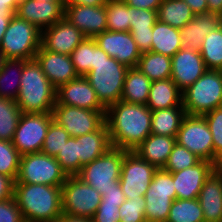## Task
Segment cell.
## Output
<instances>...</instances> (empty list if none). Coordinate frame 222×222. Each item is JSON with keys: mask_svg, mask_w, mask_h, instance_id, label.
<instances>
[{"mask_svg": "<svg viewBox=\"0 0 222 222\" xmlns=\"http://www.w3.org/2000/svg\"><path fill=\"white\" fill-rule=\"evenodd\" d=\"M107 30L130 31V6L124 0H109L106 5Z\"/></svg>", "mask_w": 222, "mask_h": 222, "instance_id": "38", "label": "cell"}, {"mask_svg": "<svg viewBox=\"0 0 222 222\" xmlns=\"http://www.w3.org/2000/svg\"><path fill=\"white\" fill-rule=\"evenodd\" d=\"M20 89L15 100L22 113H51L57 89L35 59L24 63Z\"/></svg>", "mask_w": 222, "mask_h": 222, "instance_id": "3", "label": "cell"}, {"mask_svg": "<svg viewBox=\"0 0 222 222\" xmlns=\"http://www.w3.org/2000/svg\"><path fill=\"white\" fill-rule=\"evenodd\" d=\"M166 222H204L198 198L173 200Z\"/></svg>", "mask_w": 222, "mask_h": 222, "instance_id": "35", "label": "cell"}, {"mask_svg": "<svg viewBox=\"0 0 222 222\" xmlns=\"http://www.w3.org/2000/svg\"><path fill=\"white\" fill-rule=\"evenodd\" d=\"M222 23V17L215 13L195 14L183 28H180L182 46L200 52L204 38Z\"/></svg>", "mask_w": 222, "mask_h": 222, "instance_id": "24", "label": "cell"}, {"mask_svg": "<svg viewBox=\"0 0 222 222\" xmlns=\"http://www.w3.org/2000/svg\"><path fill=\"white\" fill-rule=\"evenodd\" d=\"M120 222H146L145 198L126 199L119 207Z\"/></svg>", "mask_w": 222, "mask_h": 222, "instance_id": "44", "label": "cell"}, {"mask_svg": "<svg viewBox=\"0 0 222 222\" xmlns=\"http://www.w3.org/2000/svg\"><path fill=\"white\" fill-rule=\"evenodd\" d=\"M198 200L204 222H222V170L219 167L206 179Z\"/></svg>", "mask_w": 222, "mask_h": 222, "instance_id": "23", "label": "cell"}, {"mask_svg": "<svg viewBox=\"0 0 222 222\" xmlns=\"http://www.w3.org/2000/svg\"><path fill=\"white\" fill-rule=\"evenodd\" d=\"M152 111L122 100L106 108L105 123L112 147L133 151L151 134Z\"/></svg>", "mask_w": 222, "mask_h": 222, "instance_id": "1", "label": "cell"}, {"mask_svg": "<svg viewBox=\"0 0 222 222\" xmlns=\"http://www.w3.org/2000/svg\"><path fill=\"white\" fill-rule=\"evenodd\" d=\"M65 3L49 1L21 0L16 15L44 30L64 18Z\"/></svg>", "mask_w": 222, "mask_h": 222, "instance_id": "19", "label": "cell"}, {"mask_svg": "<svg viewBox=\"0 0 222 222\" xmlns=\"http://www.w3.org/2000/svg\"><path fill=\"white\" fill-rule=\"evenodd\" d=\"M208 12L222 17V0H207Z\"/></svg>", "mask_w": 222, "mask_h": 222, "instance_id": "56", "label": "cell"}, {"mask_svg": "<svg viewBox=\"0 0 222 222\" xmlns=\"http://www.w3.org/2000/svg\"><path fill=\"white\" fill-rule=\"evenodd\" d=\"M151 51L173 57L182 46L181 34L178 28L157 20L152 30Z\"/></svg>", "mask_w": 222, "mask_h": 222, "instance_id": "28", "label": "cell"}, {"mask_svg": "<svg viewBox=\"0 0 222 222\" xmlns=\"http://www.w3.org/2000/svg\"><path fill=\"white\" fill-rule=\"evenodd\" d=\"M41 47V30L15 15L2 38L0 50L6 59L33 60Z\"/></svg>", "mask_w": 222, "mask_h": 222, "instance_id": "6", "label": "cell"}, {"mask_svg": "<svg viewBox=\"0 0 222 222\" xmlns=\"http://www.w3.org/2000/svg\"><path fill=\"white\" fill-rule=\"evenodd\" d=\"M91 220L92 222H120L118 204L101 202Z\"/></svg>", "mask_w": 222, "mask_h": 222, "instance_id": "47", "label": "cell"}, {"mask_svg": "<svg viewBox=\"0 0 222 222\" xmlns=\"http://www.w3.org/2000/svg\"><path fill=\"white\" fill-rule=\"evenodd\" d=\"M217 168L214 163L201 160L198 164L172 173L176 199L198 198L206 179Z\"/></svg>", "mask_w": 222, "mask_h": 222, "instance_id": "20", "label": "cell"}, {"mask_svg": "<svg viewBox=\"0 0 222 222\" xmlns=\"http://www.w3.org/2000/svg\"><path fill=\"white\" fill-rule=\"evenodd\" d=\"M125 200L126 199L119 184V181H116L113 184V188L109 189L108 191H105V194L102 195L101 202L118 204V207H120Z\"/></svg>", "mask_w": 222, "mask_h": 222, "instance_id": "49", "label": "cell"}, {"mask_svg": "<svg viewBox=\"0 0 222 222\" xmlns=\"http://www.w3.org/2000/svg\"><path fill=\"white\" fill-rule=\"evenodd\" d=\"M6 57L4 56V54L2 53V51L0 50V70L2 69L5 61H6Z\"/></svg>", "mask_w": 222, "mask_h": 222, "instance_id": "58", "label": "cell"}, {"mask_svg": "<svg viewBox=\"0 0 222 222\" xmlns=\"http://www.w3.org/2000/svg\"><path fill=\"white\" fill-rule=\"evenodd\" d=\"M185 115L184 107H171L152 111L151 133L176 137Z\"/></svg>", "mask_w": 222, "mask_h": 222, "instance_id": "30", "label": "cell"}, {"mask_svg": "<svg viewBox=\"0 0 222 222\" xmlns=\"http://www.w3.org/2000/svg\"><path fill=\"white\" fill-rule=\"evenodd\" d=\"M66 177L67 174L61 169L55 157L37 152L20 157L19 172L15 183L61 187Z\"/></svg>", "mask_w": 222, "mask_h": 222, "instance_id": "8", "label": "cell"}, {"mask_svg": "<svg viewBox=\"0 0 222 222\" xmlns=\"http://www.w3.org/2000/svg\"><path fill=\"white\" fill-rule=\"evenodd\" d=\"M70 137L63 127L53 121L48 128L41 152L56 158Z\"/></svg>", "mask_w": 222, "mask_h": 222, "instance_id": "43", "label": "cell"}, {"mask_svg": "<svg viewBox=\"0 0 222 222\" xmlns=\"http://www.w3.org/2000/svg\"><path fill=\"white\" fill-rule=\"evenodd\" d=\"M34 59L56 89L79 77L70 55L50 52L41 46Z\"/></svg>", "mask_w": 222, "mask_h": 222, "instance_id": "22", "label": "cell"}, {"mask_svg": "<svg viewBox=\"0 0 222 222\" xmlns=\"http://www.w3.org/2000/svg\"><path fill=\"white\" fill-rule=\"evenodd\" d=\"M152 81L137 67L129 68L123 85L121 100L126 103L146 105Z\"/></svg>", "mask_w": 222, "mask_h": 222, "instance_id": "29", "label": "cell"}, {"mask_svg": "<svg viewBox=\"0 0 222 222\" xmlns=\"http://www.w3.org/2000/svg\"><path fill=\"white\" fill-rule=\"evenodd\" d=\"M56 160L67 176L77 175L83 166L79 159L78 139L70 137L62 149H60Z\"/></svg>", "mask_w": 222, "mask_h": 222, "instance_id": "39", "label": "cell"}, {"mask_svg": "<svg viewBox=\"0 0 222 222\" xmlns=\"http://www.w3.org/2000/svg\"><path fill=\"white\" fill-rule=\"evenodd\" d=\"M64 17L88 38L107 30L106 6H66Z\"/></svg>", "mask_w": 222, "mask_h": 222, "instance_id": "21", "label": "cell"}, {"mask_svg": "<svg viewBox=\"0 0 222 222\" xmlns=\"http://www.w3.org/2000/svg\"><path fill=\"white\" fill-rule=\"evenodd\" d=\"M137 68L151 81L171 78V57L152 51L143 52Z\"/></svg>", "mask_w": 222, "mask_h": 222, "instance_id": "33", "label": "cell"}, {"mask_svg": "<svg viewBox=\"0 0 222 222\" xmlns=\"http://www.w3.org/2000/svg\"><path fill=\"white\" fill-rule=\"evenodd\" d=\"M56 222H92L89 218H82V217H76V216H70L67 214H62Z\"/></svg>", "mask_w": 222, "mask_h": 222, "instance_id": "57", "label": "cell"}, {"mask_svg": "<svg viewBox=\"0 0 222 222\" xmlns=\"http://www.w3.org/2000/svg\"><path fill=\"white\" fill-rule=\"evenodd\" d=\"M129 32L132 34L133 40L141 53L151 51L152 30H130Z\"/></svg>", "mask_w": 222, "mask_h": 222, "instance_id": "48", "label": "cell"}, {"mask_svg": "<svg viewBox=\"0 0 222 222\" xmlns=\"http://www.w3.org/2000/svg\"><path fill=\"white\" fill-rule=\"evenodd\" d=\"M21 0H0V13H16Z\"/></svg>", "mask_w": 222, "mask_h": 222, "instance_id": "54", "label": "cell"}, {"mask_svg": "<svg viewBox=\"0 0 222 222\" xmlns=\"http://www.w3.org/2000/svg\"><path fill=\"white\" fill-rule=\"evenodd\" d=\"M84 38L83 33L64 17L41 31V46L50 52L71 55Z\"/></svg>", "mask_w": 222, "mask_h": 222, "instance_id": "16", "label": "cell"}, {"mask_svg": "<svg viewBox=\"0 0 222 222\" xmlns=\"http://www.w3.org/2000/svg\"><path fill=\"white\" fill-rule=\"evenodd\" d=\"M21 114L14 100L0 97V140L12 141Z\"/></svg>", "mask_w": 222, "mask_h": 222, "instance_id": "37", "label": "cell"}, {"mask_svg": "<svg viewBox=\"0 0 222 222\" xmlns=\"http://www.w3.org/2000/svg\"><path fill=\"white\" fill-rule=\"evenodd\" d=\"M20 157L21 155L11 141L0 140V175L16 181Z\"/></svg>", "mask_w": 222, "mask_h": 222, "instance_id": "40", "label": "cell"}, {"mask_svg": "<svg viewBox=\"0 0 222 222\" xmlns=\"http://www.w3.org/2000/svg\"><path fill=\"white\" fill-rule=\"evenodd\" d=\"M157 168L128 151L123 159L119 184L125 199L144 197Z\"/></svg>", "mask_w": 222, "mask_h": 222, "instance_id": "14", "label": "cell"}, {"mask_svg": "<svg viewBox=\"0 0 222 222\" xmlns=\"http://www.w3.org/2000/svg\"><path fill=\"white\" fill-rule=\"evenodd\" d=\"M182 106L188 115H200L222 107V71L206 70L182 91Z\"/></svg>", "mask_w": 222, "mask_h": 222, "instance_id": "5", "label": "cell"}, {"mask_svg": "<svg viewBox=\"0 0 222 222\" xmlns=\"http://www.w3.org/2000/svg\"><path fill=\"white\" fill-rule=\"evenodd\" d=\"M146 106L151 111L182 106V91L171 79L152 81Z\"/></svg>", "mask_w": 222, "mask_h": 222, "instance_id": "27", "label": "cell"}, {"mask_svg": "<svg viewBox=\"0 0 222 222\" xmlns=\"http://www.w3.org/2000/svg\"><path fill=\"white\" fill-rule=\"evenodd\" d=\"M37 1H49L54 3H65V0H37Z\"/></svg>", "mask_w": 222, "mask_h": 222, "instance_id": "59", "label": "cell"}, {"mask_svg": "<svg viewBox=\"0 0 222 222\" xmlns=\"http://www.w3.org/2000/svg\"><path fill=\"white\" fill-rule=\"evenodd\" d=\"M52 122V113L21 114L11 141L21 156L41 152L48 128Z\"/></svg>", "mask_w": 222, "mask_h": 222, "instance_id": "12", "label": "cell"}, {"mask_svg": "<svg viewBox=\"0 0 222 222\" xmlns=\"http://www.w3.org/2000/svg\"><path fill=\"white\" fill-rule=\"evenodd\" d=\"M191 8L194 14H201L208 12L207 0H183Z\"/></svg>", "mask_w": 222, "mask_h": 222, "instance_id": "53", "label": "cell"}, {"mask_svg": "<svg viewBox=\"0 0 222 222\" xmlns=\"http://www.w3.org/2000/svg\"><path fill=\"white\" fill-rule=\"evenodd\" d=\"M63 214L91 219L97 211L102 195L78 176H67L61 186Z\"/></svg>", "mask_w": 222, "mask_h": 222, "instance_id": "9", "label": "cell"}, {"mask_svg": "<svg viewBox=\"0 0 222 222\" xmlns=\"http://www.w3.org/2000/svg\"><path fill=\"white\" fill-rule=\"evenodd\" d=\"M55 105H69L87 110H106L84 76L61 85L56 91Z\"/></svg>", "mask_w": 222, "mask_h": 222, "instance_id": "18", "label": "cell"}, {"mask_svg": "<svg viewBox=\"0 0 222 222\" xmlns=\"http://www.w3.org/2000/svg\"><path fill=\"white\" fill-rule=\"evenodd\" d=\"M194 15L183 0H162L157 10V20L178 29L183 28Z\"/></svg>", "mask_w": 222, "mask_h": 222, "instance_id": "31", "label": "cell"}, {"mask_svg": "<svg viewBox=\"0 0 222 222\" xmlns=\"http://www.w3.org/2000/svg\"><path fill=\"white\" fill-rule=\"evenodd\" d=\"M200 54L207 70L222 71V23L204 38Z\"/></svg>", "mask_w": 222, "mask_h": 222, "instance_id": "34", "label": "cell"}, {"mask_svg": "<svg viewBox=\"0 0 222 222\" xmlns=\"http://www.w3.org/2000/svg\"><path fill=\"white\" fill-rule=\"evenodd\" d=\"M128 69L98 47L97 61L84 77L89 81L98 100L105 108L121 100Z\"/></svg>", "mask_w": 222, "mask_h": 222, "instance_id": "4", "label": "cell"}, {"mask_svg": "<svg viewBox=\"0 0 222 222\" xmlns=\"http://www.w3.org/2000/svg\"><path fill=\"white\" fill-rule=\"evenodd\" d=\"M157 11L130 7V30H153Z\"/></svg>", "mask_w": 222, "mask_h": 222, "instance_id": "45", "label": "cell"}, {"mask_svg": "<svg viewBox=\"0 0 222 222\" xmlns=\"http://www.w3.org/2000/svg\"><path fill=\"white\" fill-rule=\"evenodd\" d=\"M16 15V13H0V45L6 29L10 23V20Z\"/></svg>", "mask_w": 222, "mask_h": 222, "instance_id": "55", "label": "cell"}, {"mask_svg": "<svg viewBox=\"0 0 222 222\" xmlns=\"http://www.w3.org/2000/svg\"><path fill=\"white\" fill-rule=\"evenodd\" d=\"M0 222H25L14 197L0 201Z\"/></svg>", "mask_w": 222, "mask_h": 222, "instance_id": "46", "label": "cell"}, {"mask_svg": "<svg viewBox=\"0 0 222 222\" xmlns=\"http://www.w3.org/2000/svg\"><path fill=\"white\" fill-rule=\"evenodd\" d=\"M212 133L214 144V164L218 167L222 161V107L203 115Z\"/></svg>", "mask_w": 222, "mask_h": 222, "instance_id": "42", "label": "cell"}, {"mask_svg": "<svg viewBox=\"0 0 222 222\" xmlns=\"http://www.w3.org/2000/svg\"><path fill=\"white\" fill-rule=\"evenodd\" d=\"M130 7L157 11L162 0H124Z\"/></svg>", "mask_w": 222, "mask_h": 222, "instance_id": "51", "label": "cell"}, {"mask_svg": "<svg viewBox=\"0 0 222 222\" xmlns=\"http://www.w3.org/2000/svg\"><path fill=\"white\" fill-rule=\"evenodd\" d=\"M14 183L13 179L0 175V201L13 197Z\"/></svg>", "mask_w": 222, "mask_h": 222, "instance_id": "50", "label": "cell"}, {"mask_svg": "<svg viewBox=\"0 0 222 222\" xmlns=\"http://www.w3.org/2000/svg\"><path fill=\"white\" fill-rule=\"evenodd\" d=\"M206 70L200 52L181 48L171 57V79L181 91L198 80Z\"/></svg>", "mask_w": 222, "mask_h": 222, "instance_id": "17", "label": "cell"}, {"mask_svg": "<svg viewBox=\"0 0 222 222\" xmlns=\"http://www.w3.org/2000/svg\"><path fill=\"white\" fill-rule=\"evenodd\" d=\"M98 45L94 38L84 40L72 51L71 59L78 76H85L97 61Z\"/></svg>", "mask_w": 222, "mask_h": 222, "instance_id": "36", "label": "cell"}, {"mask_svg": "<svg viewBox=\"0 0 222 222\" xmlns=\"http://www.w3.org/2000/svg\"><path fill=\"white\" fill-rule=\"evenodd\" d=\"M218 167L222 170V161L220 162V165Z\"/></svg>", "mask_w": 222, "mask_h": 222, "instance_id": "60", "label": "cell"}, {"mask_svg": "<svg viewBox=\"0 0 222 222\" xmlns=\"http://www.w3.org/2000/svg\"><path fill=\"white\" fill-rule=\"evenodd\" d=\"M80 163L84 166L112 148L107 124L104 122L96 131L76 137Z\"/></svg>", "mask_w": 222, "mask_h": 222, "instance_id": "26", "label": "cell"}, {"mask_svg": "<svg viewBox=\"0 0 222 222\" xmlns=\"http://www.w3.org/2000/svg\"><path fill=\"white\" fill-rule=\"evenodd\" d=\"M175 144L176 137L151 133L133 152L141 159L160 169L164 168Z\"/></svg>", "mask_w": 222, "mask_h": 222, "instance_id": "25", "label": "cell"}, {"mask_svg": "<svg viewBox=\"0 0 222 222\" xmlns=\"http://www.w3.org/2000/svg\"><path fill=\"white\" fill-rule=\"evenodd\" d=\"M53 121L63 127L71 137L96 131L104 122L106 110H87L69 105H55Z\"/></svg>", "mask_w": 222, "mask_h": 222, "instance_id": "13", "label": "cell"}, {"mask_svg": "<svg viewBox=\"0 0 222 222\" xmlns=\"http://www.w3.org/2000/svg\"><path fill=\"white\" fill-rule=\"evenodd\" d=\"M98 47L105 51L110 57L128 68L137 67L141 56L136 42L129 31L106 30L94 37Z\"/></svg>", "mask_w": 222, "mask_h": 222, "instance_id": "15", "label": "cell"}, {"mask_svg": "<svg viewBox=\"0 0 222 222\" xmlns=\"http://www.w3.org/2000/svg\"><path fill=\"white\" fill-rule=\"evenodd\" d=\"M109 0H65L66 6H106Z\"/></svg>", "mask_w": 222, "mask_h": 222, "instance_id": "52", "label": "cell"}, {"mask_svg": "<svg viewBox=\"0 0 222 222\" xmlns=\"http://www.w3.org/2000/svg\"><path fill=\"white\" fill-rule=\"evenodd\" d=\"M200 161L201 159L190 152L186 147L176 143L163 169L169 172H177L195 166Z\"/></svg>", "mask_w": 222, "mask_h": 222, "instance_id": "41", "label": "cell"}, {"mask_svg": "<svg viewBox=\"0 0 222 222\" xmlns=\"http://www.w3.org/2000/svg\"><path fill=\"white\" fill-rule=\"evenodd\" d=\"M176 143L201 160L214 163L213 137L204 116L186 114L177 132Z\"/></svg>", "mask_w": 222, "mask_h": 222, "instance_id": "11", "label": "cell"}, {"mask_svg": "<svg viewBox=\"0 0 222 222\" xmlns=\"http://www.w3.org/2000/svg\"><path fill=\"white\" fill-rule=\"evenodd\" d=\"M24 59H7L0 70V97L16 100L20 89V79ZM13 77V78H12Z\"/></svg>", "mask_w": 222, "mask_h": 222, "instance_id": "32", "label": "cell"}, {"mask_svg": "<svg viewBox=\"0 0 222 222\" xmlns=\"http://www.w3.org/2000/svg\"><path fill=\"white\" fill-rule=\"evenodd\" d=\"M13 197L25 222H56L63 214L61 187L14 183Z\"/></svg>", "mask_w": 222, "mask_h": 222, "instance_id": "2", "label": "cell"}, {"mask_svg": "<svg viewBox=\"0 0 222 222\" xmlns=\"http://www.w3.org/2000/svg\"><path fill=\"white\" fill-rule=\"evenodd\" d=\"M146 222H166L176 191L172 173L157 169L144 195Z\"/></svg>", "mask_w": 222, "mask_h": 222, "instance_id": "10", "label": "cell"}, {"mask_svg": "<svg viewBox=\"0 0 222 222\" xmlns=\"http://www.w3.org/2000/svg\"><path fill=\"white\" fill-rule=\"evenodd\" d=\"M127 152L128 150L112 147L100 157L82 166L76 176L104 195L105 191L113 188V184L119 181L122 162Z\"/></svg>", "mask_w": 222, "mask_h": 222, "instance_id": "7", "label": "cell"}]
</instances>
